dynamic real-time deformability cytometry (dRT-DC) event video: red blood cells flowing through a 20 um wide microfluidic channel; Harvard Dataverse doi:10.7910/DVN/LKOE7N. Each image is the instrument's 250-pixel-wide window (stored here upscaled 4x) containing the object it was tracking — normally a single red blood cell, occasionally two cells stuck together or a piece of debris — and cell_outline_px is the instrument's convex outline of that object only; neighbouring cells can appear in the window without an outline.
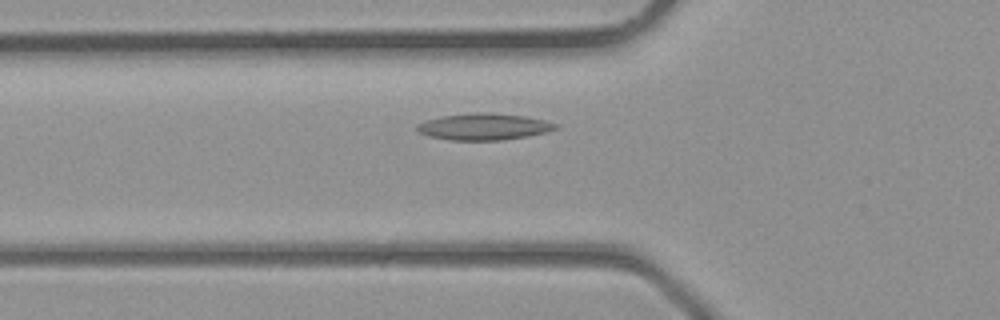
{"species": "common noctule bat (a hibernating species)", "species_latin": "Nyctalus noctula", "temperature_condition": "room temperature", "stored_images_in_passage": 26, "camera_frame_rate_fps": 3000, "um_per_image_px": 0.085, "animal": {"sex": "male", "body_mass_g": 23.1, "forearm_length_mm": 52.7}, "frame": {"image": 1, "passage_image": 3, "time_ms": 0.667, "image_size_px": [1000, 320], "cell_outline_px": [[560, 128], [548, 132], [528, 136], [500, 140], [448, 140], [428, 136], [420, 132], [416, 128], [416, 124], [440, 116], [472, 112], [484, 112], [524, 116], [544, 120], [560, 124]], "centroid_in_image_um": [41.16, 10.77], "position_along_channel_um": 84.6, "area_um2": 21.62}}
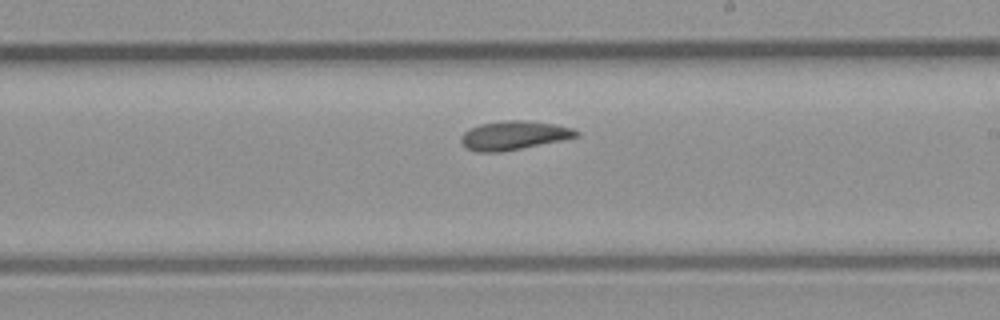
{"frame": {"image": 2, "passage_image": 12, "time_ms": 3.667, "image_size_px": [1000, 320], "cell_outline_px": [[580, 136], [500, 152], [476, 152], [468, 148], [460, 140], [460, 136], [464, 132], [480, 124], [504, 120], [524, 120], [552, 124], [572, 128], [580, 132]], "centroid_in_image_um": [43.66, 11.5], "position_along_channel_um": 245.3, "area_um2": 19.02}}
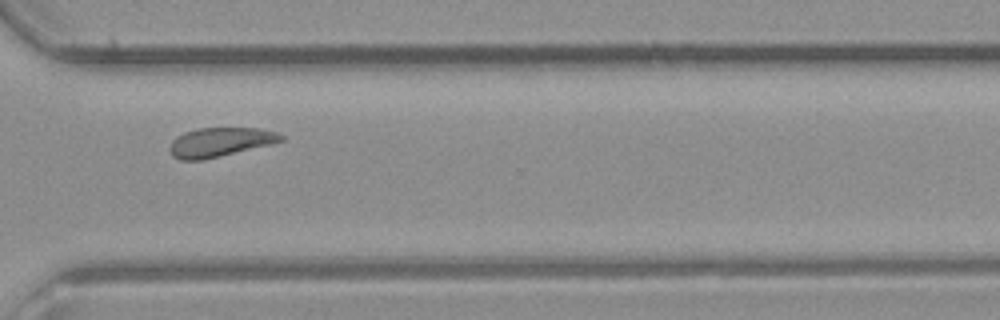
{"frame": {"image": 3, "passage_image": 18, "time_ms": 5.667, "image_size_px": [1000, 320], "cell_outline_px": [[284, 140], [272, 144], [204, 160], [180, 160], [172, 156], [168, 148], [172, 140], [176, 136], [184, 132], [200, 128], [260, 128], [276, 132], [284, 136]], "centroid_in_image_um": [18.68, 12.09], "position_along_channel_um": 351.9, "area_um2": 19.07}}